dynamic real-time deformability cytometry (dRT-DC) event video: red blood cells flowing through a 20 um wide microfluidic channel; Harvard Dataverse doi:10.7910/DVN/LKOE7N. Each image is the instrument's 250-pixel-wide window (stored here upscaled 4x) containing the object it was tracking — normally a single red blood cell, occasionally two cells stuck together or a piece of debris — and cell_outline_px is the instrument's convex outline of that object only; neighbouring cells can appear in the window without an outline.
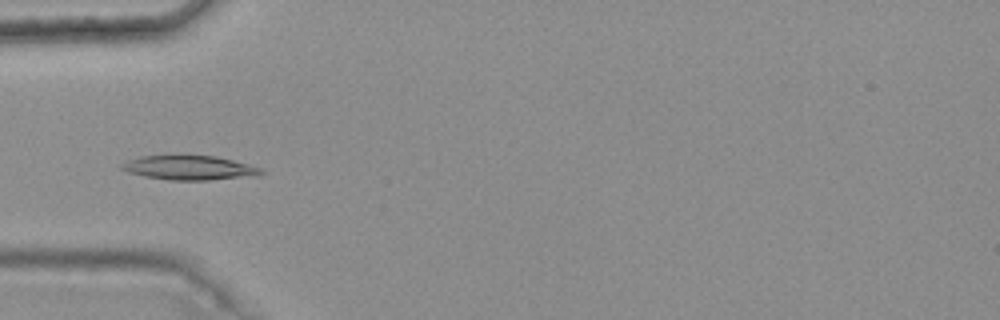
{"species": "common noctule bat (a hibernating species)", "species_latin": "Nyctalus noctula", "temperature_condition": "warm", "stored_images_in_passage": 6, "camera_frame_rate_fps": 3000, "um_per_image_px": 0.085, "animal": {"sex": "female", "body_mass_g": 25.1}, "frame": {"image": 1, "passage_image": 3, "time_ms": 0.667, "image_size_px": [1000, 320], "cell_outline_px": [[264, 172], [260, 176], [208, 180], [168, 180], [144, 176], [128, 172], [120, 168], [120, 164], [128, 160], [140, 156], [216, 156], [248, 164], [260, 168]], "centroid_in_image_um": [16.11, 14.27], "position_along_channel_um": 68.9, "area_um2": 19.71}}
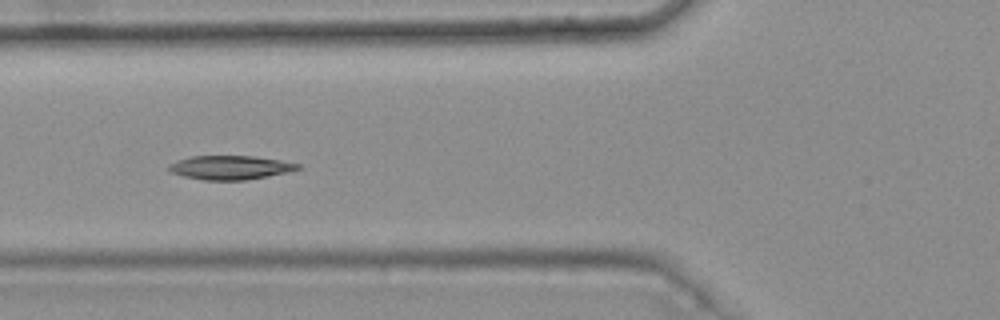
{"frame": {"image": 2, "passage_image": 4, "time_ms": 1.0, "image_size_px": [1000, 320], "cell_outline_px": [[304, 168], [288, 172], [248, 180], [204, 180], [184, 176], [168, 172], [168, 164], [192, 156], [252, 156], [280, 160], [300, 164]], "centroid_in_image_um": [19.6, 14.24], "position_along_channel_um": 106.2, "area_um2": 18.03}}
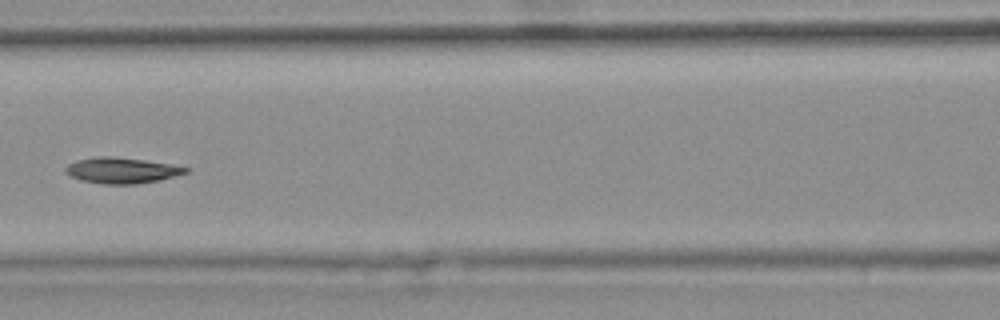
{"frame": {"image": 3, "passage_image": 5, "time_ms": 1.333, "image_size_px": [1000, 320], "cell_outline_px": [[188, 172], [160, 180], [136, 184], [104, 184], [80, 180], [68, 176], [64, 172], [64, 168], [68, 164], [76, 160], [96, 156], [112, 156], [144, 160], [168, 164], [188, 168]], "centroid_in_image_um": [10.26, 14.48], "position_along_channel_um": 156.3, "area_um2": 18.09}}